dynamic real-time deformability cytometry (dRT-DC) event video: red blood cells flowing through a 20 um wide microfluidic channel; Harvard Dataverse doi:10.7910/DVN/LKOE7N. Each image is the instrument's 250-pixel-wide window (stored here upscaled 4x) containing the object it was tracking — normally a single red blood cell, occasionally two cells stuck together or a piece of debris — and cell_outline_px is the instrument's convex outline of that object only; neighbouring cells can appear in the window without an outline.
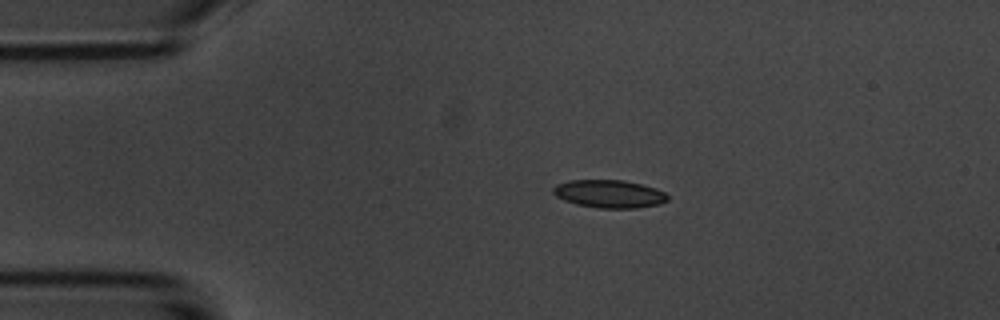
{"species": "common noctule bat (a hibernating species)", "species_latin": "Nyctalus noctula", "temperature_condition": "room temperature", "stored_images_in_passage": 3, "camera_frame_rate_fps": 3000, "um_per_image_px": 0.085, "animal": {"sex": "male", "body_mass_g": 20.1, "forearm_length_mm": 53.5}, "frame": {"image": 1, "passage_image": 2, "time_ms": 1.333, "image_size_px": [1000, 320], "cell_outline_px": [[668, 200], [660, 204], [636, 208], [596, 208], [576, 204], [564, 200], [556, 196], [552, 192], [552, 188], [556, 184], [568, 180], [624, 180], [656, 188], [664, 192], [668, 196]], "centroid_in_image_um": [51.77, 16.48], "position_along_channel_um": 33.2, "area_um2": 18.73}}